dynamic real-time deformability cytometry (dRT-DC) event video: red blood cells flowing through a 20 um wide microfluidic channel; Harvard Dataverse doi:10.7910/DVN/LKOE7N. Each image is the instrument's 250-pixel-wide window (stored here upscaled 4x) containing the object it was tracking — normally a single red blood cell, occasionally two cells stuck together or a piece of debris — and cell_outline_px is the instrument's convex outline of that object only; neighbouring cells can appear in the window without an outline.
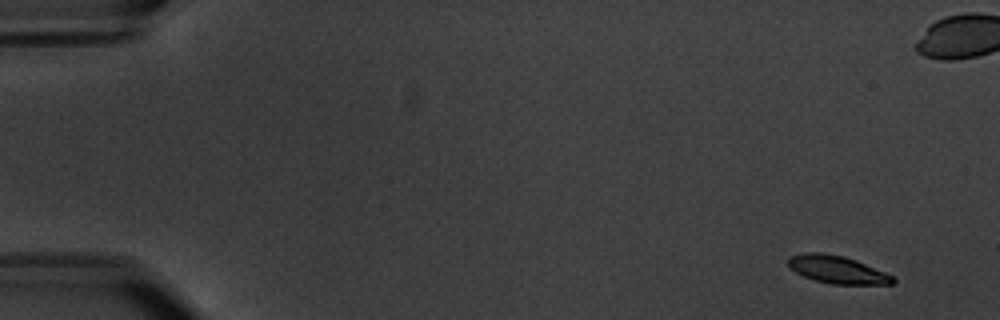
{"species": "common noctule bat (a hibernating species)", "species_latin": "Nyctalus noctula", "temperature_condition": "warm", "stored_images_in_passage": 6, "camera_frame_rate_fps": 3000, "um_per_image_px": 0.085, "animal": {"sex": "male", "body_mass_g": 20.1, "forearm_length_mm": 53.5}, "frame": {"image": 1, "passage_image": 1, "time_ms": 0.0, "image_size_px": [1000, 320], "cell_outline_px": [[896, 280], [892, 284], [832, 284], [816, 280], [804, 276], [796, 272], [788, 264], [788, 256], [804, 252], [820, 252], [844, 256], [856, 260], [884, 272], [892, 276]], "centroid_in_image_um": [71.14, 22.9], "position_along_channel_um": 13.9, "area_um2": 16.7}}